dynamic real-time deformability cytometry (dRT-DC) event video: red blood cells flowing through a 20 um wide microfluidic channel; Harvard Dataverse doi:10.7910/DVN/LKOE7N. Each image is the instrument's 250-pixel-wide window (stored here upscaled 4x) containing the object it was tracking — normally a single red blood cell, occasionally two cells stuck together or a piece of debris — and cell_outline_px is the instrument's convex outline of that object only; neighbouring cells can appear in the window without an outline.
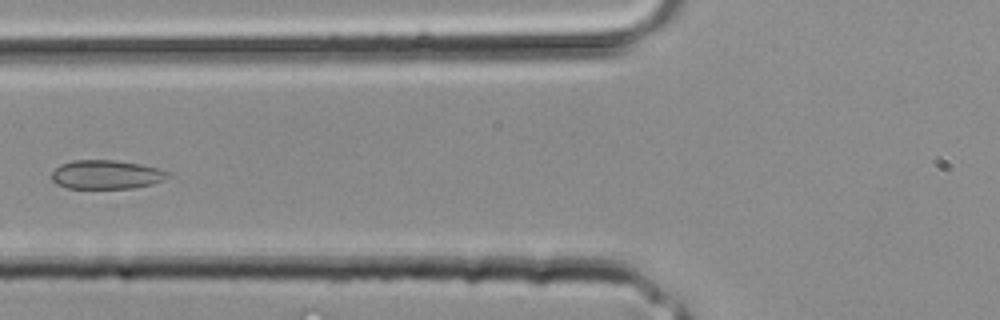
{"species": "common noctule bat (a hibernating species)", "species_latin": "Nyctalus noctula", "temperature_condition": "room temperature", "stored_images_in_passage": 21, "segment_of_instrument_passage": [2, 2], "camera_frame_rate_fps": 3000, "um_per_image_px": 0.085, "animal": {"sex": "male", "body_mass_g": 20.4}, "frame": {"image": 1, "passage_image": 14, "time_ms": 4.333, "image_size_px": [1000, 320], "cell_outline_px": [[172, 176], [164, 180], [152, 184], [136, 188], [68, 188], [56, 184], [52, 180], [52, 172], [60, 164], [72, 160], [116, 160], [140, 164], [172, 172]], "centroid_in_image_um": [9.07, 14.84], "position_along_channel_um": 116.7, "area_um2": 19.77}}
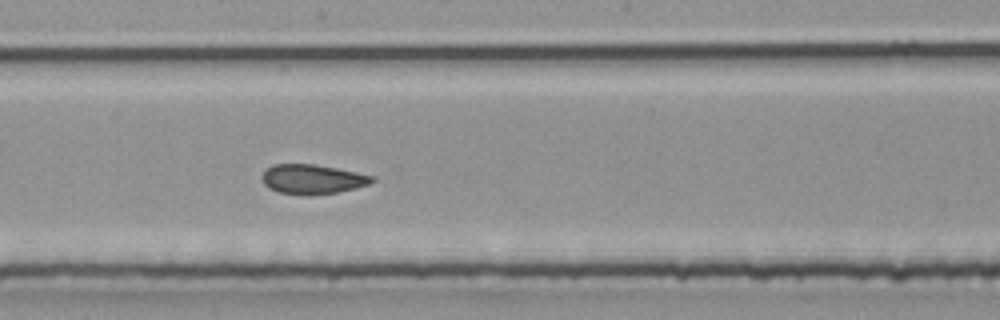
{"frame": {"image": 2, "passage_image": 19, "time_ms": 6.0, "image_size_px": [1000, 320], "cell_outline_px": [[376, 180], [368, 184], [356, 188], [336, 192], [312, 196], [308, 196], [280, 192], [268, 188], [264, 184], [260, 176], [272, 164], [316, 164], [356, 172], [372, 176]], "centroid_in_image_um": [26.53, 15.24], "position_along_channel_um": 221.7, "area_um2": 19.02}}
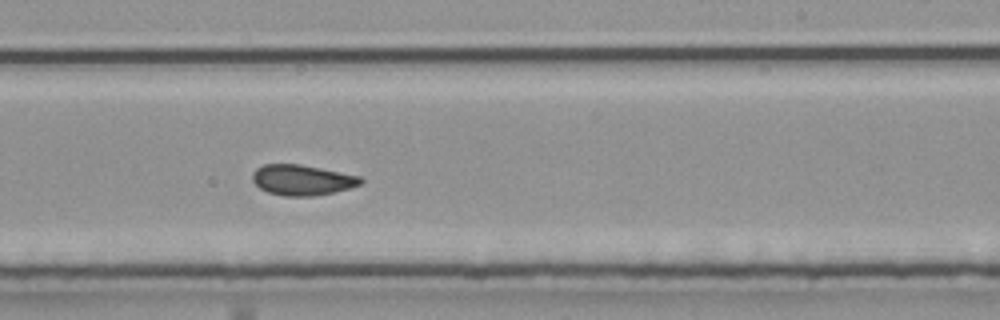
{"frame": {"image": 3, "passage_image": 21, "time_ms": 6.667, "image_size_px": [1000, 320], "cell_outline_px": [[364, 180], [360, 184], [352, 188], [312, 196], [284, 196], [268, 192], [260, 188], [252, 180], [252, 172], [256, 168], [264, 164], [300, 164], [360, 176]], "centroid_in_image_um": [25.67, 15.29], "position_along_channel_um": 263.3, "area_um2": 19.19}}